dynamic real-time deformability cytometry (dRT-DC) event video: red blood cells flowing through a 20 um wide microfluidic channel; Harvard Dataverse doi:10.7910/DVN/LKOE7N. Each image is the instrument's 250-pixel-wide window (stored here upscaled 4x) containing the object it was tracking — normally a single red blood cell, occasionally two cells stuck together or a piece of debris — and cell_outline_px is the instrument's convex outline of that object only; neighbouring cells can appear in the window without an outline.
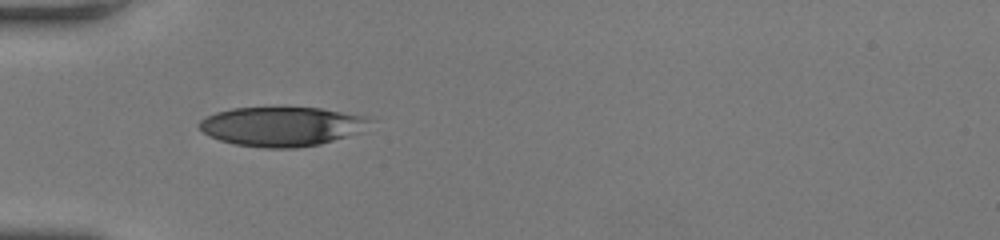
{"species": "human", "species_latin": "Homo sapiens", "temperature_condition": "room temperature", "stored_images_in_passage": 35, "camera_frame_rate_fps": 3000, "um_per_image_px": 0.085, "donor": {"sex": "female"}, "frame": {"image": 1, "passage_image": 1, "time_ms": 0.0, "image_size_px": [1000, 240], "cell_outline_px": [[372, 120], [356, 132], [320, 144], [296, 148], [264, 148], [236, 144], [220, 140], [204, 132], [196, 124], [204, 116], [216, 112], [232, 108], [320, 108], [368, 116]], "centroid_in_image_um": [23.88, 10.74], "position_along_channel_um": 61.1, "area_um2": 38.61}}
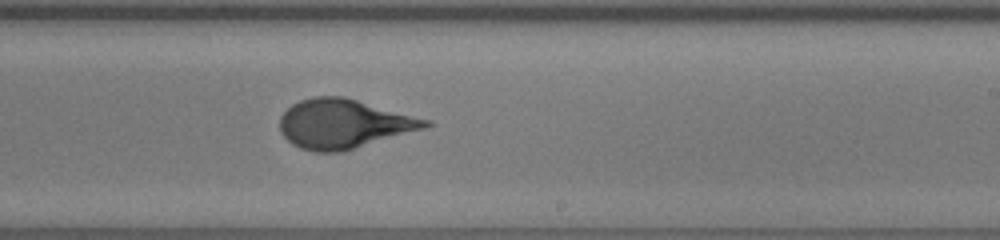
{"frame": {"image": 2, "passage_image": 16, "time_ms": 5.0, "image_size_px": [1000, 240], "cell_outline_px": [[436, 124], [428, 128], [340, 152], [316, 152], [300, 148], [292, 144], [280, 132], [280, 116], [292, 104], [300, 100], [316, 96], [344, 96], [432, 120]], "centroid_in_image_um": [29.27, 10.52], "position_along_channel_um": 259.7, "area_um2": 42.02}}
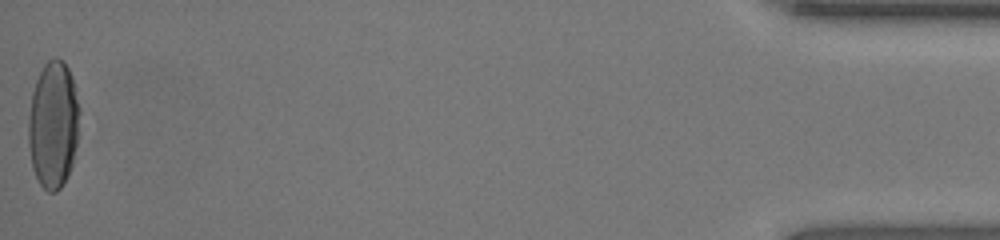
{"frame": {"image": 3, "passage_image": 35, "time_ms": 11.333, "image_size_px": [1000, 240], "cell_outline_px": [[80, 112], [76, 144], [72, 164], [68, 176], [64, 184], [56, 192], [48, 192], [40, 184], [32, 168], [28, 144], [28, 116], [32, 92], [36, 80], [44, 64], [48, 60], [64, 60], [72, 76], [76, 88], [80, 108]], "centroid_in_image_um": [4.53, 10.61], "position_along_channel_um": 430.7, "area_um2": 38.26}, "authors_computed_cell_mechanics": {"area_um2": 40.6334, "velocity_mm_per_s": 4.1262, "shape_relaxation_time_tau1_ms": 5.317, "shape_relaxation_time_tau2_ms": null, "deformation_change_tau1": 0.2185, "deformation_change_tau2": null}}